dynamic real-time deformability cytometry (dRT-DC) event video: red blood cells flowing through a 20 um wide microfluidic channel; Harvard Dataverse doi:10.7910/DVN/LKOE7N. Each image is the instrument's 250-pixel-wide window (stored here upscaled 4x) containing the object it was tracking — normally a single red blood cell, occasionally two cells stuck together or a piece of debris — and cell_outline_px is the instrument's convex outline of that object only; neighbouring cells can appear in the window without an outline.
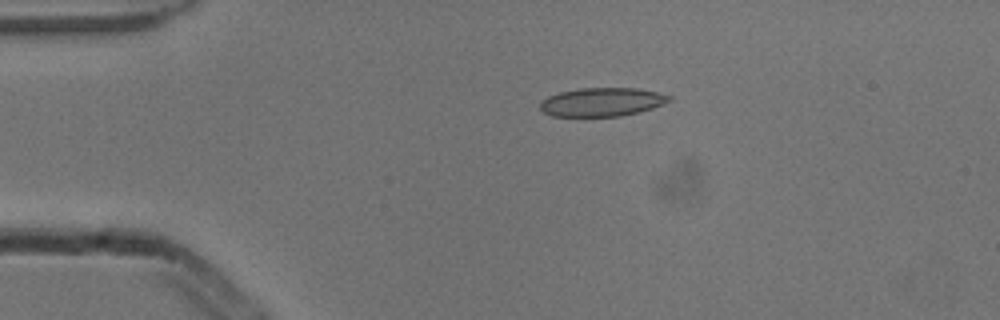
{"species": "common noctule bat (a hibernating species)", "species_latin": "Nyctalus noctula", "temperature_condition": "cold", "stored_images_in_passage": 3, "camera_frame_rate_fps": 3000, "um_per_image_px": 0.085, "animal": {"sex": "male", "body_mass_g": 13.3}, "frame": {"image": 1, "passage_image": 2, "time_ms": 0.333, "image_size_px": [1000, 320], "cell_outline_px": [[672, 100], [664, 104], [640, 112], [620, 116], [552, 116], [544, 112], [540, 108], [540, 100], [548, 96], [560, 92], [580, 88], [636, 88], [656, 92], [672, 96]], "centroid_in_image_um": [51.17, 8.67], "position_along_channel_um": 33.8, "area_um2": 21.56}}